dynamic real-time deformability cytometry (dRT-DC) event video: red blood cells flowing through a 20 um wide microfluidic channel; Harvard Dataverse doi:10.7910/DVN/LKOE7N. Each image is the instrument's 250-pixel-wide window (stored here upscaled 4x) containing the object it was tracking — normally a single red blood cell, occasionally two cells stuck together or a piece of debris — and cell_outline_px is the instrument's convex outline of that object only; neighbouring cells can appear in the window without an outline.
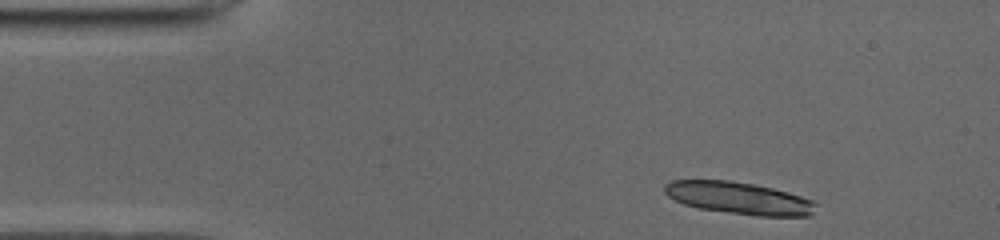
{"species": "common noctule bat (a hibernating species)", "species_latin": "Nyctalus noctula", "temperature_condition": "cold", "stored_images_in_passage": 44, "camera_frame_rate_fps": 3000, "um_per_image_px": 0.085, "animal": {"sex": "male", "body_mass_g": 19.0, "forearm_length_mm": 50.8}, "frame": {"image": 1, "passage_image": 1, "time_ms": 0.0, "image_size_px": [1000, 240], "cell_outline_px": [[816, 204], [812, 216], [756, 216], [696, 208], [684, 204], [668, 196], [664, 192], [664, 184], [668, 180], [732, 180], [772, 188], [788, 192], [812, 200]], "centroid_in_image_um": [62.78, 16.84], "position_along_channel_um": 22.2, "area_um2": 28.5}}
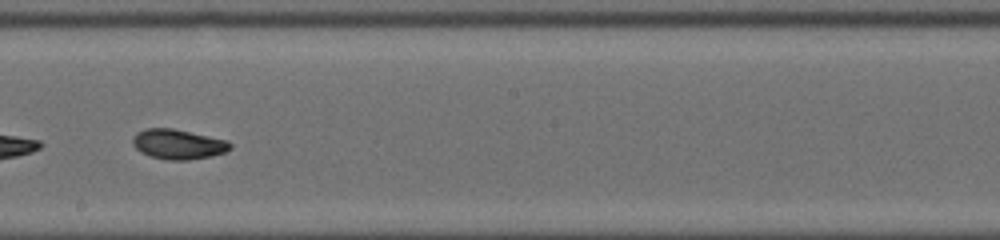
{"frame": {"image": 2, "passage_image": 23, "time_ms": 7.333, "image_size_px": [1000, 240], "cell_outline_px": [[232, 148], [224, 152], [212, 156], [188, 160], [168, 160], [152, 156], [140, 152], [132, 144], [132, 136], [136, 132], [144, 128], [172, 128], [228, 140], [232, 144]], "centroid_in_image_um": [15.13, 12.25], "position_along_channel_um": 233.1, "area_um2": 17.11}}
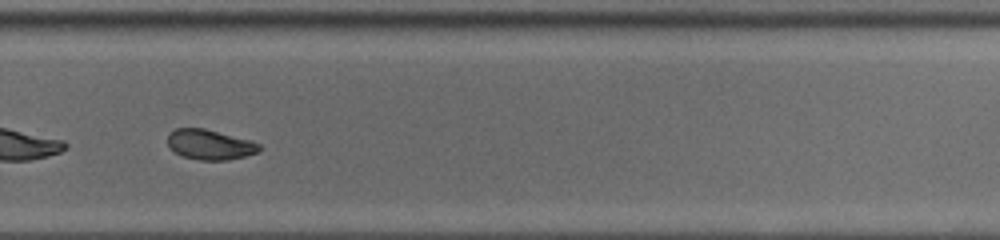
{"frame": {"image": 3, "passage_image": 29, "time_ms": 9.333, "image_size_px": [1000, 240], "cell_outline_px": [[264, 148], [256, 152], [244, 156], [228, 160], [200, 160], [180, 156], [168, 144], [168, 136], [176, 128], [204, 128], [252, 140], [260, 144]], "centroid_in_image_um": [17.88, 12.29], "position_along_channel_um": 311.9, "area_um2": 16.07}, "authors_computed_cell_mechanics": {"area_um2": 17.2244, "velocity_mm_per_s": 3.9412, "shape_relaxation_time_tau1_ms": 3.2, "shape_relaxation_time_tau2_ms": 3.4879, "deformation_change_tau1": 0.1264, "deformation_change_tau2": 0.0819}}